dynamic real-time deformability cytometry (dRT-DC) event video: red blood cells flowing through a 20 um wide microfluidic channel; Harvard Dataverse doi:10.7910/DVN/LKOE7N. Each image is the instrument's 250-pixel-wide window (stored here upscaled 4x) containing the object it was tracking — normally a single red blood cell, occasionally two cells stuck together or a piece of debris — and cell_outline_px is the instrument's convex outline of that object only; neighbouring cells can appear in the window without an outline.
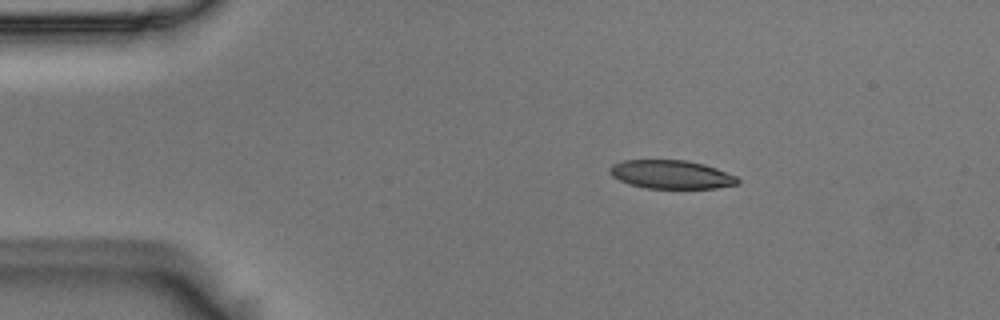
{"species": "Egyptian fruit bat (a non-hibernating species)", "species_latin": "Rousettus aegyptiacus", "temperature_condition": "room temperature", "stored_images_in_passage": 46, "camera_frame_rate_fps": 3000, "um_per_image_px": 0.085, "animal": {"sex": "male"}, "frame": {"image": 1, "passage_image": 1, "time_ms": 0.0, "image_size_px": [1000, 320], "cell_outline_px": [[740, 184], [716, 188], [644, 188], [628, 184], [612, 176], [608, 172], [608, 168], [612, 164], [620, 160], [688, 160], [704, 164], [716, 168], [736, 176], [740, 180]], "centroid_in_image_um": [57.03, 14.83], "position_along_channel_um": 28.0, "area_um2": 21.5}}
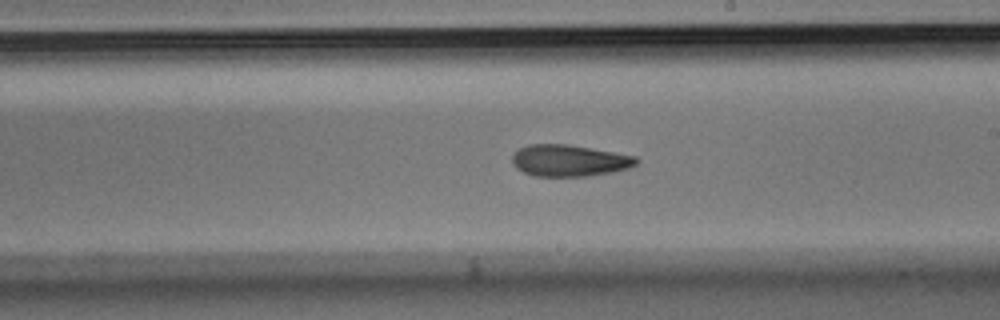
{"frame": {"image": 2, "passage_image": 23, "time_ms": 7.333, "image_size_px": [1000, 320], "cell_outline_px": [[640, 160], [636, 164], [628, 168], [612, 172], [588, 176], [532, 176], [516, 168], [512, 164], [512, 156], [520, 148], [528, 144], [568, 144], [636, 156]], "centroid_in_image_um": [48.38, 13.65], "position_along_channel_um": 240.6, "area_um2": 22.89}}
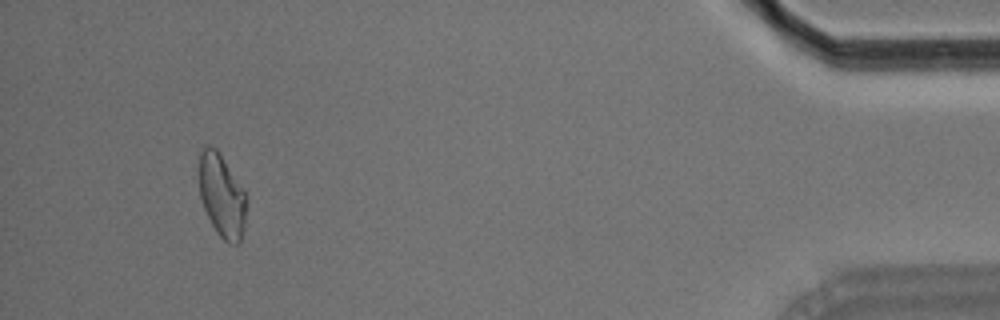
{"frame": {"image": 3, "passage_image": 43, "time_ms": 14.0, "image_size_px": [1000, 320], "cell_outline_px": [[248, 200], [244, 228], [240, 244], [228, 244], [216, 232], [204, 208], [200, 196], [200, 152], [204, 144], [208, 144], [216, 148], [244, 192]], "centroid_in_image_um": [18.87, 16.68], "position_along_channel_um": 416.3, "area_um2": 22.77}, "authors_computed_cell_mechanics": {"area_um2": 23.0044, "velocity_mm_per_s": 3.665, "shape_relaxation_time_tau1_ms": 5.4647, "shape_relaxation_time_tau2_ms": 5.0933, "deformation_change_tau1": 0.1711, "deformation_change_tau2": 0.1256}}